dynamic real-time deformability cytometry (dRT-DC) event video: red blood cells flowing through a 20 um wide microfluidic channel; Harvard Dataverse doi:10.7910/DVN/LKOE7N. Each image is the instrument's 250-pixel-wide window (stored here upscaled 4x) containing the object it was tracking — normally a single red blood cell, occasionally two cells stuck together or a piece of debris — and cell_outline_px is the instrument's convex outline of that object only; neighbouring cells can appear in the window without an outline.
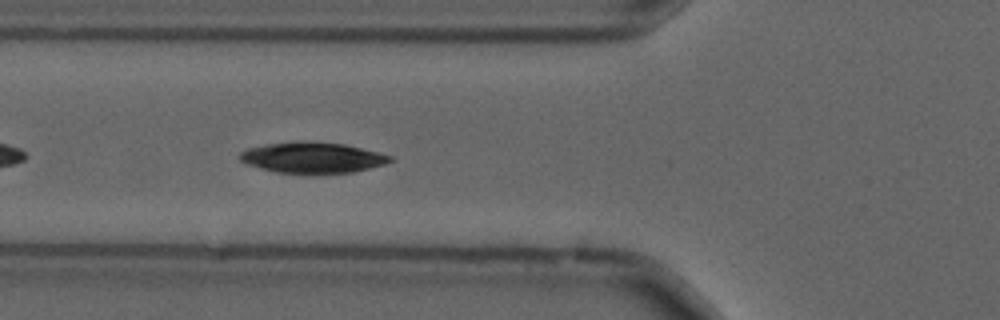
{"species": "common noctule bat (a hibernating species)", "species_latin": "Nyctalus noctula", "temperature_condition": "cold", "stored_images_in_passage": 42, "camera_frame_rate_fps": 3000, "um_per_image_px": 0.085, "animal": {"sex": "male", "forearm_length_mm": 52.5}, "frame": {"image": 1, "passage_image": 7, "time_ms": 2.0, "image_size_px": [1000, 320], "cell_outline_px": [[392, 160], [384, 164], [352, 172], [276, 172], [260, 168], [248, 164], [240, 160], [240, 152], [248, 148], [264, 144], [300, 140], [304, 140], [344, 144], [392, 156]], "centroid_in_image_um": [26.51, 13.36], "position_along_channel_um": 99.3, "area_um2": 26.47}}
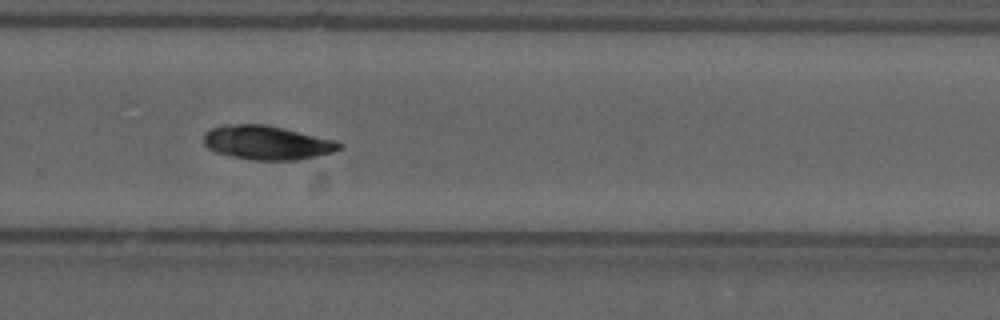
{"frame": {"image": 2, "passage_image": 24, "time_ms": 7.667, "image_size_px": [1000, 320], "cell_outline_px": [[344, 148], [332, 152], [316, 156], [296, 160], [252, 160], [232, 156], [216, 152], [208, 148], [204, 144], [204, 132], [220, 124], [264, 124], [284, 128], [336, 140], [344, 144]], "centroid_in_image_um": [22.7, 12.12], "position_along_channel_um": 307.1, "area_um2": 27.05}, "authors_computed_cell_mechanics": {"area_um2": 26.3568, "velocity_mm_per_s": 3.6738, "shape_relaxation_time_tau1_ms": 3.1423, "shape_relaxation_time_tau2_ms": null, "deformation_change_tau1": 0.0509, "deformation_change_tau2": null}}